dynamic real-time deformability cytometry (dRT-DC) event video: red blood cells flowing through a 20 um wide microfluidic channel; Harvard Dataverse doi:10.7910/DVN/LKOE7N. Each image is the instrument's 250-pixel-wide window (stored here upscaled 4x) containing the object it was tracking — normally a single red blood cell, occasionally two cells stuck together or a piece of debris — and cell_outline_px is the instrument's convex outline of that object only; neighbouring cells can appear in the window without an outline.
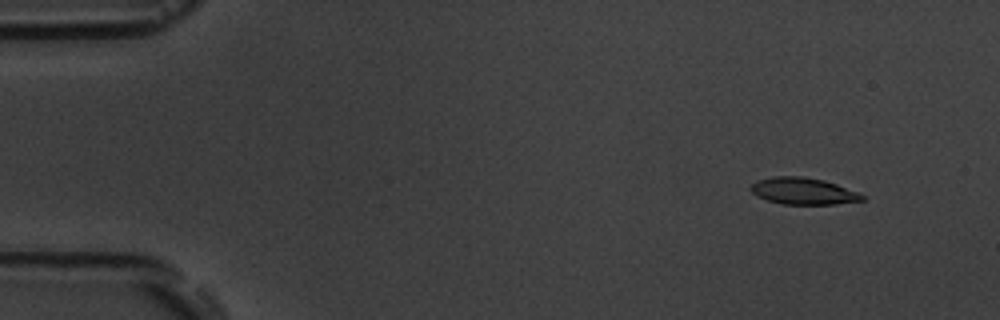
{"species": "common noctule bat (a hibernating species)", "species_latin": "Nyctalus noctula", "temperature_condition": "room temperature", "stored_images_in_passage": 14, "camera_frame_rate_fps": 3000, "um_per_image_px": 0.085, "animal": {"sex": "male", "body_mass_g": 19.5, "forearm_length_mm": 54.6}, "frame": {"image": 1, "passage_image": 1, "time_ms": 0.0, "image_size_px": [1000, 320], "cell_outline_px": [[864, 200], [836, 204], [780, 204], [756, 196], [748, 188], [756, 180], [772, 176], [804, 176], [824, 180], [860, 192], [864, 196]], "centroid_in_image_um": [68.26, 16.23], "position_along_channel_um": 16.7, "area_um2": 17.57}}
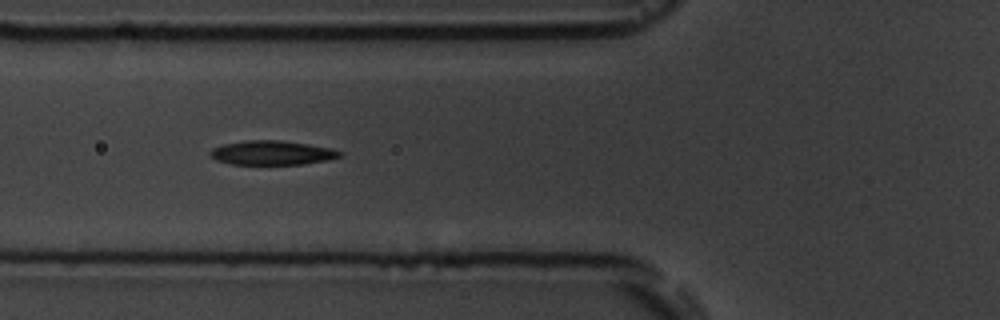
{"frame": {"image": 2, "passage_image": 5, "time_ms": 5.333, "image_size_px": [1000, 320], "cell_outline_px": [[344, 152], [340, 156], [328, 160], [304, 164], [232, 164], [216, 160], [208, 152], [212, 148], [224, 144], [244, 140], [280, 140], [308, 144], [332, 148]], "centroid_in_image_um": [23.14, 12.98], "position_along_channel_um": 102.7, "area_um2": 18.32}}
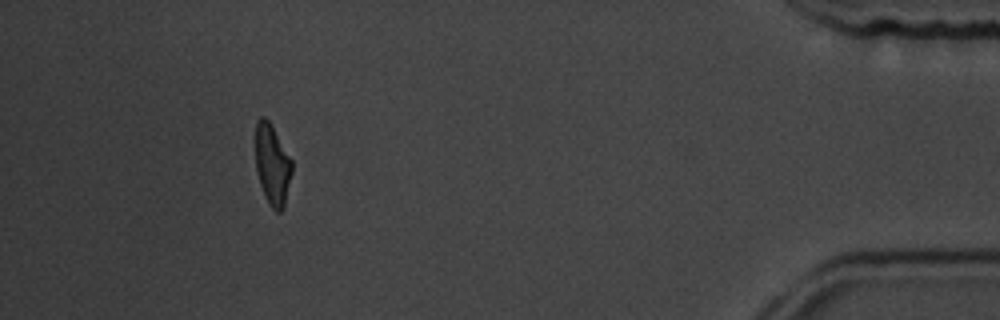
{"frame": {"image": 3, "passage_image": 13, "time_ms": 15.667, "image_size_px": [1000, 320], "cell_outline_px": [[292, 172], [284, 208], [280, 212], [276, 212], [268, 204], [264, 196], [256, 172], [256, 120], [260, 116], [264, 116], [268, 120], [292, 160]], "centroid_in_image_um": [23.14, 14.03], "position_along_channel_um": 412.1, "area_um2": 17.17}, "authors_computed_cell_mechanics": {"area_um2": 18.207, "velocity_mm_per_s": 3.5926, "shape_relaxation_time_tau1_ms": 3.7504, "shape_relaxation_time_tau2_ms": 1.561, "deformation_change_tau1": 0.1466, "deformation_change_tau2": 0.0624}}